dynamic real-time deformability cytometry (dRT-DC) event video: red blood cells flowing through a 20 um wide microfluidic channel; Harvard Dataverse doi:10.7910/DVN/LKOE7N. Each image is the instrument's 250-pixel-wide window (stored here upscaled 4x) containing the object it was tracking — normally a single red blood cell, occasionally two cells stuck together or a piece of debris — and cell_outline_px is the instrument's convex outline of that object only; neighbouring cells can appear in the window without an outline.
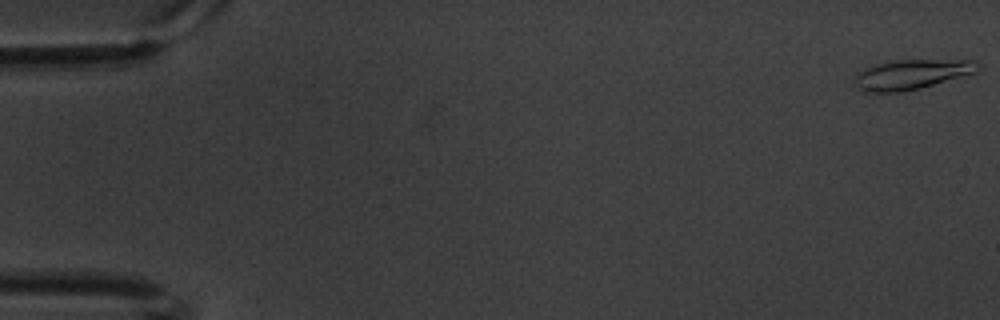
{"species": "common noctule bat (a hibernating species)", "species_latin": "Nyctalus noctula", "temperature_condition": "warm", "stored_images_in_passage": 61, "camera_frame_rate_fps": 3000, "um_per_image_px": 0.085, "animal": {"sex": "male", "body_mass_g": 20.1, "forearm_length_mm": 53.5}, "frame": {"image": 1, "passage_image": 1, "time_ms": 0.0, "image_size_px": [1000, 320], "cell_outline_px": [[980, 68], [976, 72], [920, 88], [904, 92], [864, 92], [856, 88], [852, 76], [864, 68], [888, 60], [972, 60], [980, 64]], "centroid_in_image_um": [77.41, 6.32], "position_along_channel_um": 7.6, "area_um2": 21.62}}
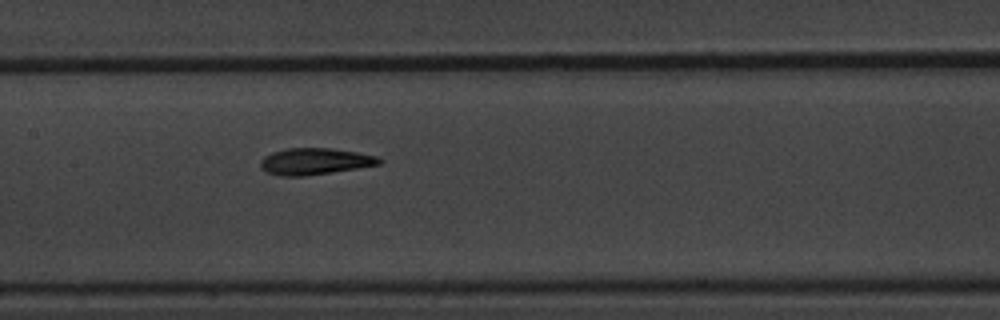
{"frame": {"image": 2, "passage_image": 30, "time_ms": 9.667, "image_size_px": [1000, 320], "cell_outline_px": [[384, 160], [380, 164], [332, 172], [304, 176], [280, 176], [264, 172], [260, 168], [260, 160], [264, 156], [272, 152], [284, 148], [332, 148], [356, 152], [376, 156]], "centroid_in_image_um": [26.7, 13.71], "position_along_channel_um": 180.7, "area_um2": 18.5}}
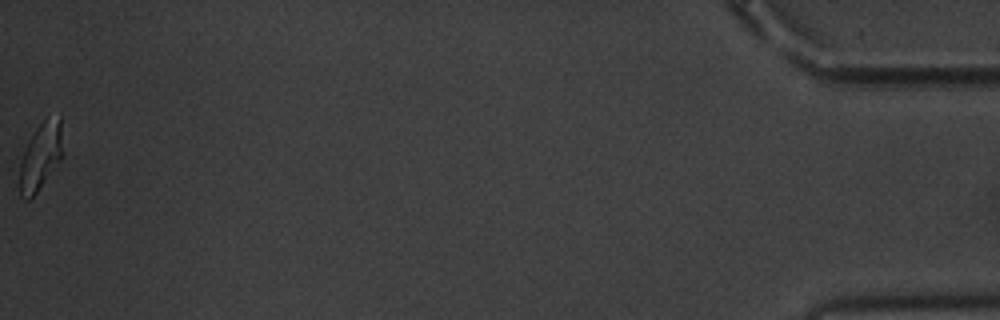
{"frame": {"image": 3, "passage_image": 61, "time_ms": 20.0, "image_size_px": [1000, 320], "cell_outline_px": [[64, 152], [60, 160], [36, 192], [28, 200], [24, 200], [20, 196], [20, 160], [36, 128], [44, 120], [60, 112]], "centroid_in_image_um": [3.49, 13.24], "position_along_channel_um": 431.7, "area_um2": 16.82}, "authors_computed_cell_mechanics": {"area_um2": 18.2648, "velocity_mm_per_s": 3.3603, "shape_relaxation_time_tau1_ms": 3.5943, "shape_relaxation_time_tau2_ms": 2.8393, "deformation_change_tau1": 0.1706, "deformation_change_tau2": 0.1043}}